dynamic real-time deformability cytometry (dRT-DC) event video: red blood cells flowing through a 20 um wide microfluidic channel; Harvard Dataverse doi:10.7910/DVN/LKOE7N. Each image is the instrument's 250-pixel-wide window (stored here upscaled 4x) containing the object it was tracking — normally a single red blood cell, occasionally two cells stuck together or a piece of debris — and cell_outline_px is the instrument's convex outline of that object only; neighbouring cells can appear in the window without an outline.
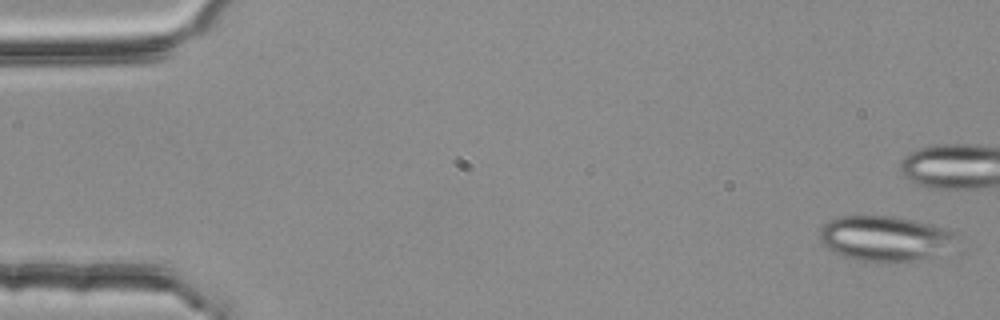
{"species": "common noctule bat (a hibernating species)", "species_latin": "Nyctalus noctula", "temperature_condition": "room temperature", "stored_images_in_passage": 4, "camera_frame_rate_fps": 3000, "um_per_image_px": 0.085, "animal": {"sex": "female", "body_mass_g": 25.1}, "frame": {"image": 1, "passage_image": 1, "time_ms": 0.0, "image_size_px": [1000, 320], "cell_outline_px": [[956, 236], [936, 256], [916, 260], [860, 260], [844, 256], [832, 252], [820, 240], [820, 228], [828, 220], [840, 216], [896, 216], [932, 224], [956, 232]], "centroid_in_image_um": [75.15, 20.23], "position_along_channel_um": 9.8, "area_um2": 35.2}}